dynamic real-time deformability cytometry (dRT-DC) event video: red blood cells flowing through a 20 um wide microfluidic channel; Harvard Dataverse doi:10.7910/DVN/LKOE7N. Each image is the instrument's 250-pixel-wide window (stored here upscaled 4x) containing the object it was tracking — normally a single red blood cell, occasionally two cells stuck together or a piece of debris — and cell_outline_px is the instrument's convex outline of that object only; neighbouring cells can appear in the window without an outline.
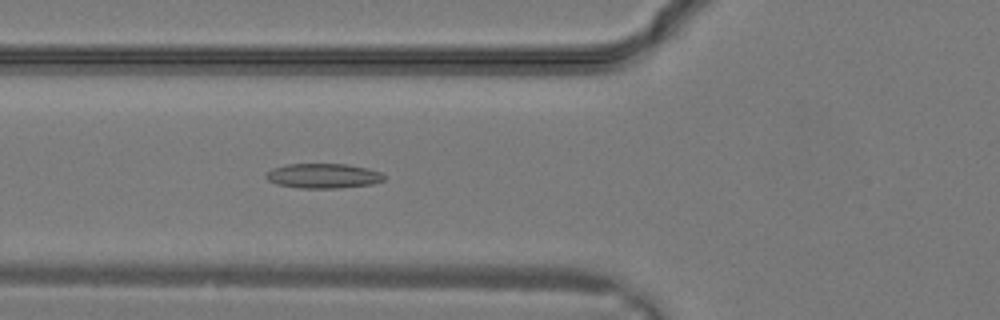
{"species": "common noctule bat (a hibernating species)", "species_latin": "Nyctalus noctula", "temperature_condition": "warm", "stored_images_in_passage": 6, "camera_frame_rate_fps": 3000, "um_per_image_px": 0.085, "animal": {"sex": "male", "body_mass_g": 19.2, "forearm_length_mm": 51.8}, "frame": {"image": 1, "passage_image": 6, "time_ms": 1.667, "image_size_px": [1000, 320], "cell_outline_px": [[384, 180], [372, 184], [340, 188], [300, 188], [276, 184], [268, 180], [264, 176], [272, 168], [288, 164], [348, 164], [368, 168], [380, 172], [384, 176]], "centroid_in_image_um": [27.47, 14.95], "position_along_channel_um": 98.3, "area_um2": 17.05}}